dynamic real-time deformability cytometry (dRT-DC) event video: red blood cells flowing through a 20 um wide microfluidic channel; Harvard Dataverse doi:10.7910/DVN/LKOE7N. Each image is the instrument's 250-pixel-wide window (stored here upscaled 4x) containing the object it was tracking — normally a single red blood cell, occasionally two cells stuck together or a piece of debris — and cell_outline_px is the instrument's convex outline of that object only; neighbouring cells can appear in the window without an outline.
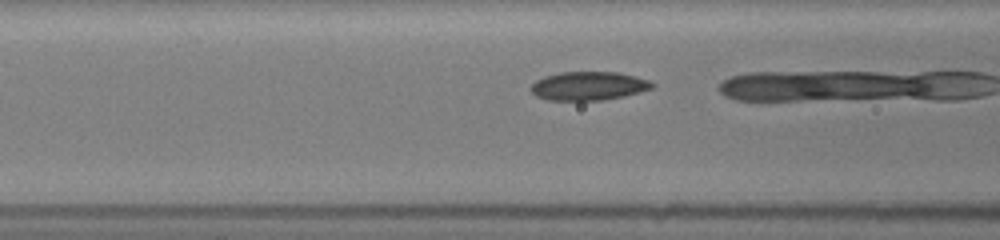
{"species": "common noctule bat (a hibernating species)", "species_latin": "Nyctalus noctula", "temperature_condition": "room temperature", "stored_images_in_passage": 11, "camera_frame_rate_fps": 3000, "um_per_image_px": 0.085, "animal": {"sex": "female", "body_mass_g": 19.5, "forearm_length_mm": 54.1}, "frame": {"image": 1, "passage_image": 10, "time_ms": 3.0, "image_size_px": [1000, 240], "cell_outline_px": [[656, 84], [652, 88], [640, 92], [624, 96], [600, 100], [548, 100], [536, 96], [528, 88], [536, 80], [544, 76], [560, 72], [616, 72], [648, 80]], "centroid_in_image_um": [49.99, 7.3], "position_along_channel_um": 116.6, "area_um2": 20.17}}